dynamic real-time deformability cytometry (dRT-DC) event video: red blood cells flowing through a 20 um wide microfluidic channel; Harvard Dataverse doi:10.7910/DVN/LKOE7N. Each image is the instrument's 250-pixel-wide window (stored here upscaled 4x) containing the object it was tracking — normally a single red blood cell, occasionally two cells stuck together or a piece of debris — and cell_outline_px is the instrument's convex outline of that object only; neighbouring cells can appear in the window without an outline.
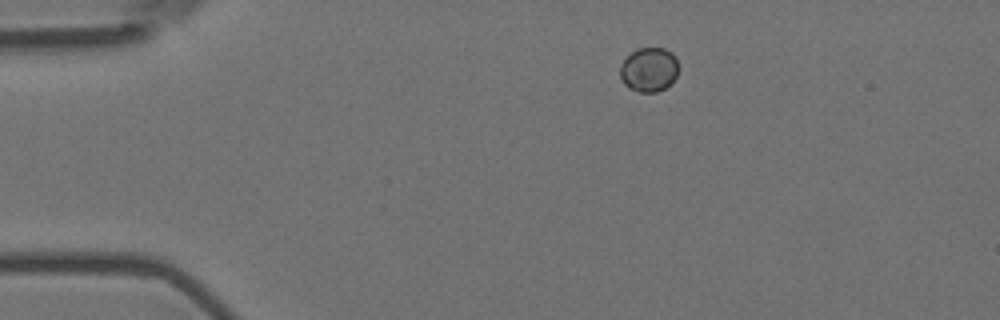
{"species": "Egyptian fruit bat (a non-hibernating species)", "species_latin": "Rousettus aegyptiacus", "temperature_condition": "room temperature", "stored_images_in_passage": 8, "camera_frame_rate_fps": 3000, "um_per_image_px": 0.085, "animal": {"sex": "female"}, "frame": {"image": 1, "passage_image": 1, "time_ms": 0.0, "image_size_px": [1000, 320], "cell_outline_px": [[676, 76], [664, 88], [656, 92], [640, 92], [628, 88], [624, 84], [620, 76], [620, 64], [636, 48], [664, 48], [672, 52], [676, 56]], "centroid_in_image_um": [55.13, 5.91], "position_along_channel_um": 29.9, "area_um2": 14.91}}
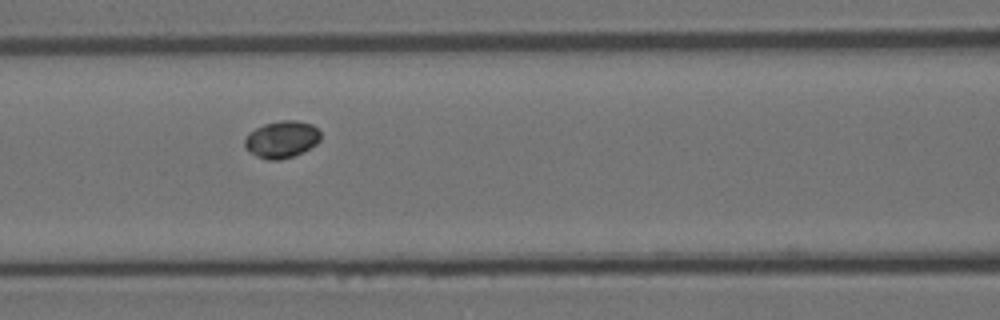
{"frame": {"image": 2, "passage_image": 5, "time_ms": 1.333, "image_size_px": [1000, 320], "cell_outline_px": [[320, 140], [316, 144], [304, 152], [280, 160], [268, 160], [256, 156], [244, 144], [244, 140], [248, 132], [264, 124], [280, 120], [296, 120], [312, 124], [320, 132]], "centroid_in_image_um": [23.96, 11.84], "position_along_channel_um": 142.6, "area_um2": 16.36}}
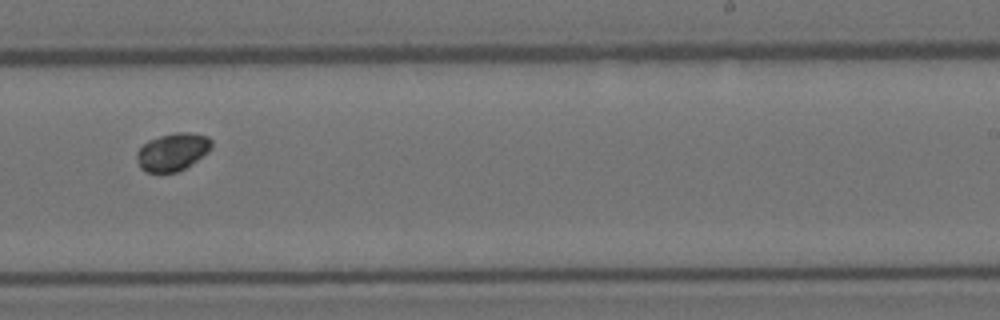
{"frame": {"image": 3, "passage_image": 8, "time_ms": 2.333, "image_size_px": [1000, 320], "cell_outline_px": [[212, 148], [208, 152], [184, 168], [176, 172], [144, 172], [140, 168], [136, 160], [136, 152], [148, 140], [160, 136], [176, 132], [188, 132], [208, 136], [212, 140]], "centroid_in_image_um": [14.65, 12.9], "position_along_channel_um": 274.3, "area_um2": 16.42}}